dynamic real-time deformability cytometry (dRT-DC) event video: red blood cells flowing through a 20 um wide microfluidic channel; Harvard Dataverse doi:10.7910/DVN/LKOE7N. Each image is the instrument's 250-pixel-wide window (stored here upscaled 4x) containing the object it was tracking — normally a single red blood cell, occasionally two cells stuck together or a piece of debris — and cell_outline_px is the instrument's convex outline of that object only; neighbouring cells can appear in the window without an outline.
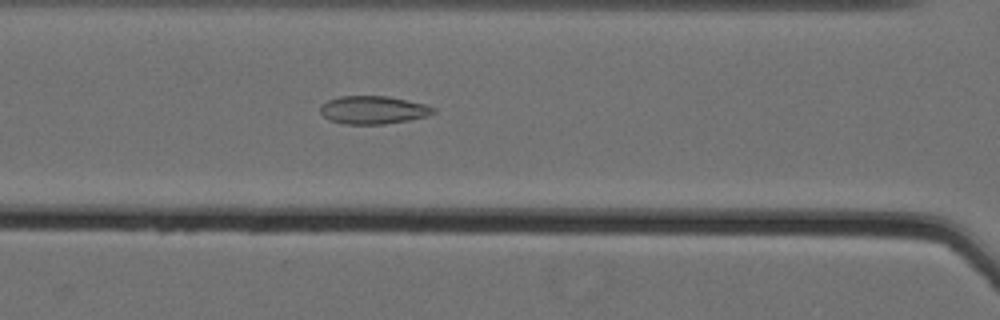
{"species": "Egyptian fruit bat (a non-hibernating species)", "species_latin": "Rousettus aegyptiacus", "temperature_condition": "cold", "stored_images_in_passage": 17, "camera_frame_rate_fps": 3000, "um_per_image_px": 0.085, "animal": {"sex": "female"}, "frame": {"image": 1, "passage_image": 10, "time_ms": 3.0, "image_size_px": [1000, 320], "cell_outline_px": [[436, 112], [428, 116], [408, 120], [384, 124], [344, 124], [328, 120], [320, 112], [320, 104], [328, 100], [340, 96], [388, 96], [424, 104], [436, 108]], "centroid_in_image_um": [31.7, 9.35], "position_along_channel_um": 134.9, "area_um2": 18.55}}
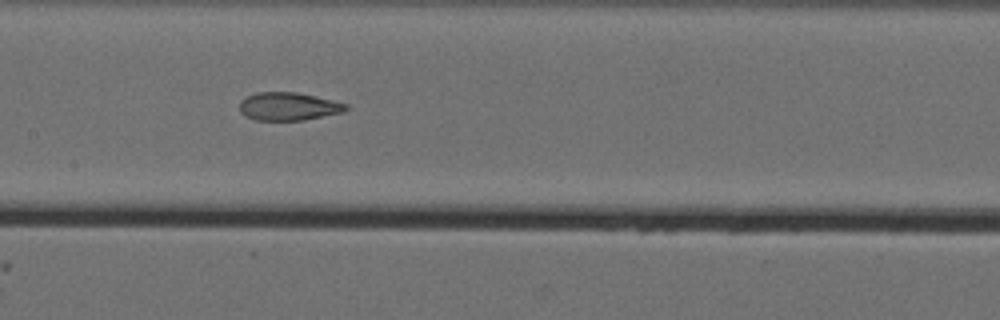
{"frame": {"image": 2, "passage_image": 14, "time_ms": 4.333, "image_size_px": [1000, 320], "cell_outline_px": [[348, 108], [344, 112], [304, 120], [256, 120], [240, 112], [240, 100], [244, 96], [256, 92], [296, 92], [332, 100], [348, 104]], "centroid_in_image_um": [24.51, 9.04], "position_along_channel_um": 182.9, "area_um2": 17.4}}